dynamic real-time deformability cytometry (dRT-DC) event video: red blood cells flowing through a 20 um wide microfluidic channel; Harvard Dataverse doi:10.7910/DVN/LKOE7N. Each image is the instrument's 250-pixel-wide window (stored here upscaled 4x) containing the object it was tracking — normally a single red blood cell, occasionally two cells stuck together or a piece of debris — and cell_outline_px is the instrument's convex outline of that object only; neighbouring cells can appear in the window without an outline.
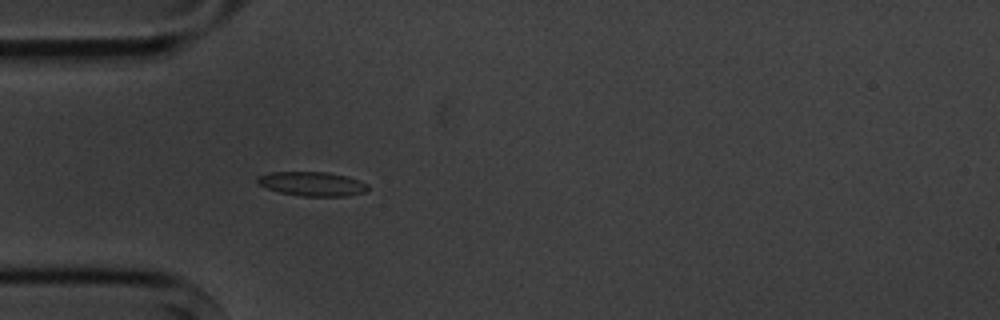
{"species": "common noctule bat (a hibernating species)", "species_latin": "Nyctalus noctula", "temperature_condition": "cold", "stored_images_in_passage": 3, "camera_frame_rate_fps": 3000, "um_per_image_px": 0.085, "animal": {"sex": "male", "body_mass_g": 20.1, "forearm_length_mm": 53.5}, "frame": {"image": 1, "passage_image": 3, "time_ms": 2.333, "image_size_px": [1000, 320], "cell_outline_px": [[368, 188], [364, 192], [348, 196], [304, 196], [280, 192], [268, 188], [260, 184], [256, 180], [256, 176], [272, 172], [328, 172], [344, 176], [368, 184]], "centroid_in_image_um": [26.52, 15.62], "position_along_channel_um": 58.5, "area_um2": 15.32}}